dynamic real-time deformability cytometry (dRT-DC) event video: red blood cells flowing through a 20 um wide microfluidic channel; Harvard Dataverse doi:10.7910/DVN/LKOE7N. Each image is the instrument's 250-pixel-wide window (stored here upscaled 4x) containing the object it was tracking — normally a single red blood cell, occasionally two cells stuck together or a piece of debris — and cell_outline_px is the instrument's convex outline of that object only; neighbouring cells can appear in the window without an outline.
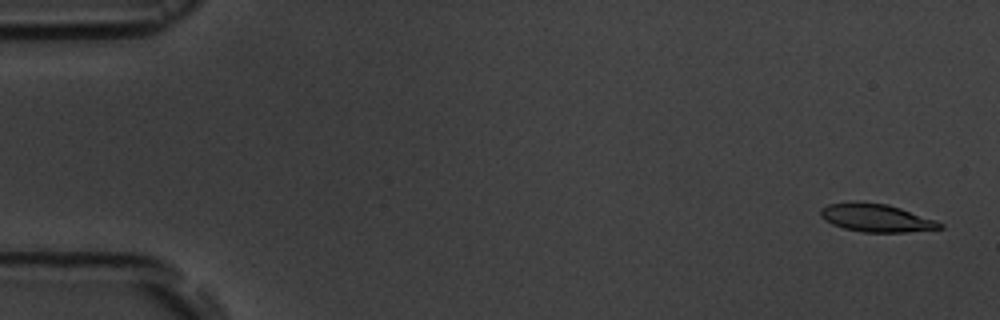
{"species": "common noctule bat (a hibernating species)", "species_latin": "Nyctalus noctula", "temperature_condition": "room temperature", "stored_images_in_passage": 5, "camera_frame_rate_fps": 3000, "um_per_image_px": 0.085, "animal": {"sex": "male", "body_mass_g": 19.5, "forearm_length_mm": 54.6}, "frame": {"image": 1, "passage_image": 1, "time_ms": 0.0, "image_size_px": [1000, 320], "cell_outline_px": [[944, 228], [904, 232], [860, 232], [844, 228], [832, 224], [824, 220], [820, 216], [820, 208], [828, 204], [888, 204], [936, 220], [944, 224]], "centroid_in_image_um": [74.52, 18.56], "position_along_channel_um": 10.5, "area_um2": 18.84}}
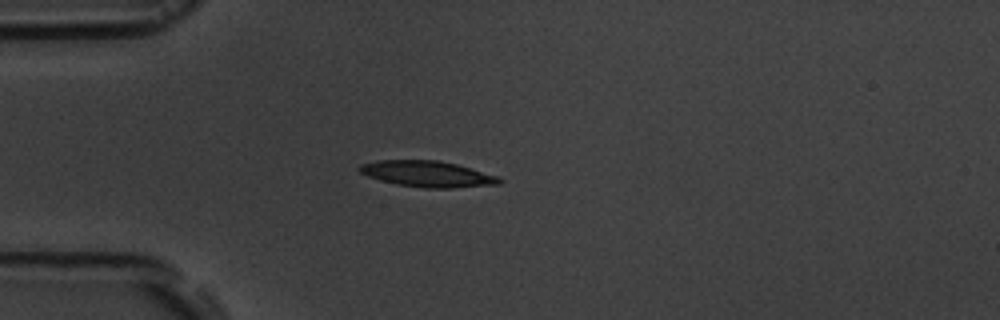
{"frame": {"image": 2, "passage_image": 5, "time_ms": 4.333, "image_size_px": [1000, 320], "cell_outline_px": [[504, 180], [500, 184], [452, 188], [424, 188], [396, 184], [380, 180], [368, 176], [360, 172], [356, 168], [360, 164], [376, 160], [436, 160], [456, 164], [500, 176]], "centroid_in_image_um": [36.34, 14.78], "position_along_channel_um": 48.7, "area_um2": 21.39}}